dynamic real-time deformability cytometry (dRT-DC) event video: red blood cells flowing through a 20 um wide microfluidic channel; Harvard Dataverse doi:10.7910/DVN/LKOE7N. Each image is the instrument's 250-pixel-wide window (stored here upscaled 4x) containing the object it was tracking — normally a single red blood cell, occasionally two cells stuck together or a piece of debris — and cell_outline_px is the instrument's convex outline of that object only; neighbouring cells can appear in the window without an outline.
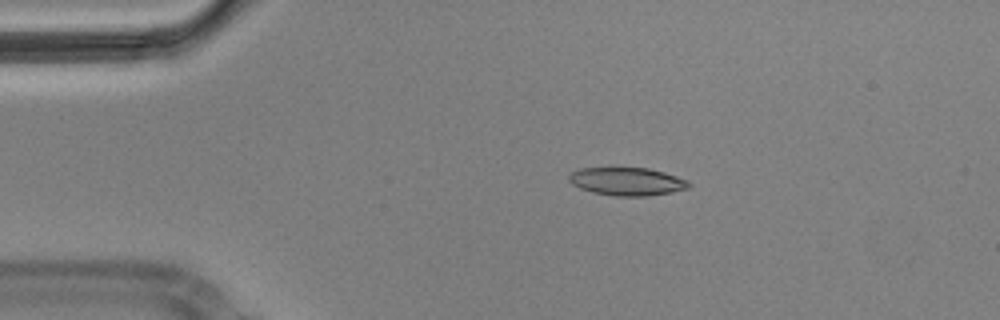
{"species": "Egyptian fruit bat (a non-hibernating species)", "species_latin": "Rousettus aegyptiacus", "temperature_condition": "cold", "stored_images_in_passage": 6, "camera_frame_rate_fps": 3000, "um_per_image_px": 0.085, "animal": {"sex": "male"}, "frame": {"image": 1, "passage_image": 2, "time_ms": 0.333, "image_size_px": [1000, 320], "cell_outline_px": [[692, 184], [688, 188], [672, 192], [648, 196], [616, 196], [592, 192], [580, 188], [572, 184], [568, 180], [568, 176], [572, 172], [580, 168], [648, 168], [664, 172], [688, 180]], "centroid_in_image_um": [53.31, 15.43], "position_along_channel_um": 31.7, "area_um2": 19.59}}